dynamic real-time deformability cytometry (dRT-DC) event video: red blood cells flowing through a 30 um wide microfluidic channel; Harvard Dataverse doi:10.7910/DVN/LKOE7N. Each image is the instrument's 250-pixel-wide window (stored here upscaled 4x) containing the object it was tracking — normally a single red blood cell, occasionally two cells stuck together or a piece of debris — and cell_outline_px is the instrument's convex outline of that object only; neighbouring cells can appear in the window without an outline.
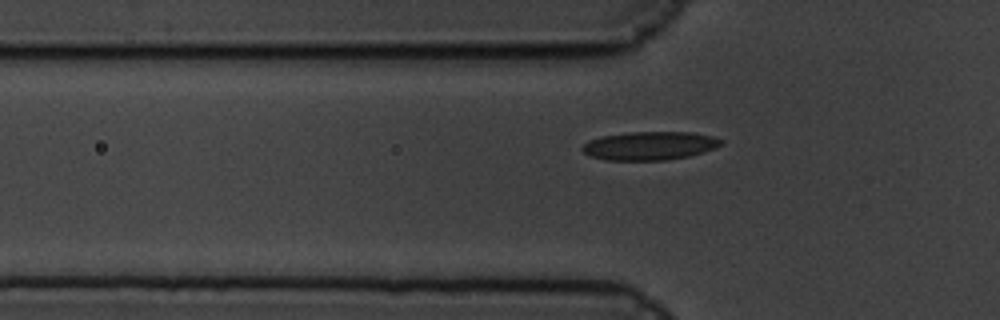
{"species": "common noctule bat (a hibernating species)", "species_latin": "Nyctalus noctula", "temperature_condition": "cold", "stored_images_in_passage": 39, "camera_frame_rate_fps": 3000, "um_per_image_px": 0.085, "animal": {"sex": "male", "body_mass_g": 19.5, "forearm_length_mm": 54.6}, "frame": {"image": 1, "passage_image": 9, "time_ms": 2.667, "image_size_px": [1000, 320], "cell_outline_px": [[724, 140], [716, 148], [688, 156], [664, 160], [604, 160], [592, 156], [584, 152], [580, 148], [584, 144], [600, 136], [632, 132], [692, 132], [712, 136]], "centroid_in_image_um": [55.23, 12.38], "position_along_channel_um": 70.6, "area_um2": 22.83}}
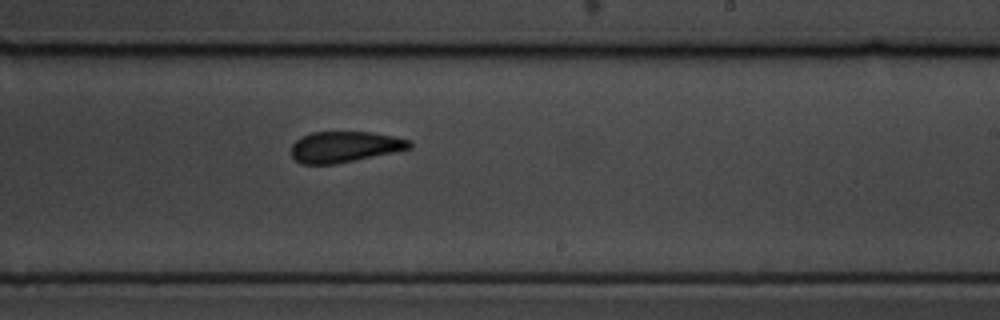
{"frame": {"image": 2, "passage_image": 26, "time_ms": 8.333, "image_size_px": [1000, 320], "cell_outline_px": [[412, 148], [396, 152], [336, 164], [300, 164], [292, 156], [292, 144], [300, 136], [312, 132], [372, 132], [412, 140]], "centroid_in_image_um": [29.31, 12.48], "position_along_channel_um": 259.7, "area_um2": 21.5}}
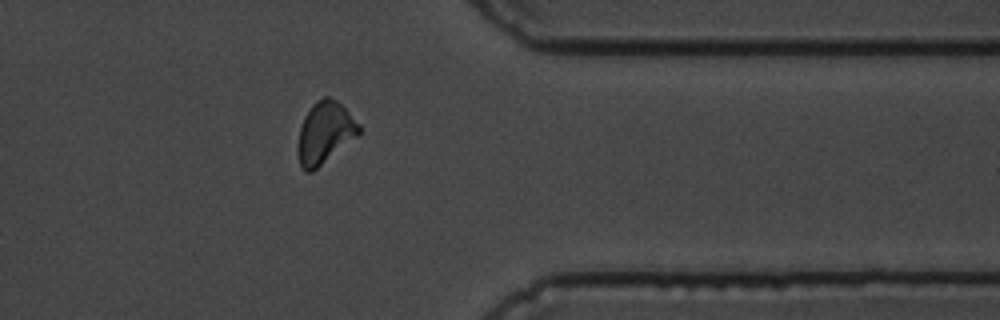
{"frame": {"image": 3, "passage_image": 38, "time_ms": 12.333, "image_size_px": [1000, 320], "cell_outline_px": [[360, 132], [356, 136], [312, 172], [304, 172], [300, 164], [296, 148], [300, 128], [304, 116], [312, 104], [316, 100], [324, 96], [328, 96], [336, 100], [360, 124]], "centroid_in_image_um": [27.57, 11.27], "position_along_channel_um": 383.8, "area_um2": 21.79}}